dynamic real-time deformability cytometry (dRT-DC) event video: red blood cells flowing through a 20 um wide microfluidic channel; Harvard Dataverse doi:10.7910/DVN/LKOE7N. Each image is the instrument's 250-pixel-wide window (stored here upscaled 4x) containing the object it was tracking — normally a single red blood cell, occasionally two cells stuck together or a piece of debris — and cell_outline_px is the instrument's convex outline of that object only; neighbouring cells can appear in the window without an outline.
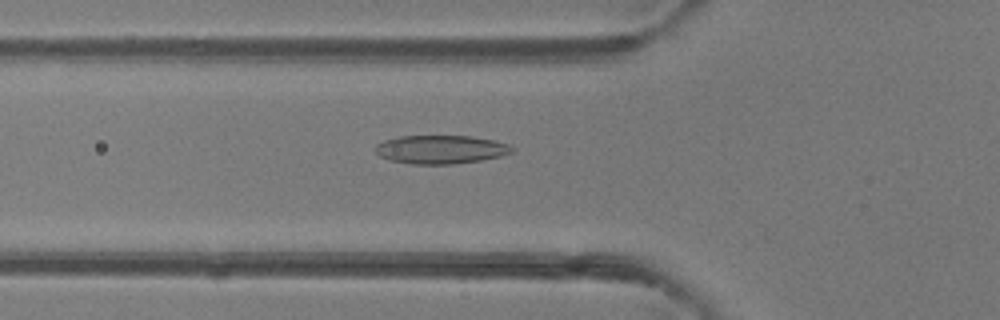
{"species": "common noctule bat (a hibernating species)", "species_latin": "Nyctalus noctula", "temperature_condition": "room temperature", "stored_images_in_passage": 22, "camera_frame_rate_fps": 3000, "um_per_image_px": 0.085, "animal": {"sex": "female"}, "frame": {"image": 1, "passage_image": 18, "time_ms": 5.667, "image_size_px": [1000, 320], "cell_outline_px": [[516, 148], [512, 152], [500, 156], [480, 160], [452, 164], [412, 164], [388, 160], [380, 156], [376, 152], [376, 144], [384, 140], [400, 136], [472, 136], [492, 140], [508, 144]], "centroid_in_image_um": [37.45, 12.7], "position_along_channel_um": 88.3, "area_um2": 22.66}}
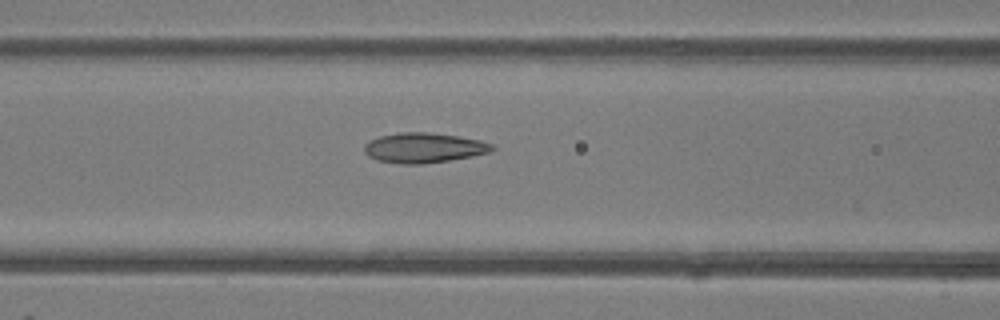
{"frame": {"image": 2, "passage_image": 21, "time_ms": 6.667, "image_size_px": [1000, 320], "cell_outline_px": [[496, 148], [492, 152], [472, 156], [424, 164], [404, 164], [376, 160], [368, 156], [364, 152], [364, 144], [368, 140], [380, 136], [400, 132], [428, 132], [456, 136], [480, 140], [492, 144]], "centroid_in_image_um": [36.01, 12.56], "position_along_channel_um": 130.6, "area_um2": 22.43}}